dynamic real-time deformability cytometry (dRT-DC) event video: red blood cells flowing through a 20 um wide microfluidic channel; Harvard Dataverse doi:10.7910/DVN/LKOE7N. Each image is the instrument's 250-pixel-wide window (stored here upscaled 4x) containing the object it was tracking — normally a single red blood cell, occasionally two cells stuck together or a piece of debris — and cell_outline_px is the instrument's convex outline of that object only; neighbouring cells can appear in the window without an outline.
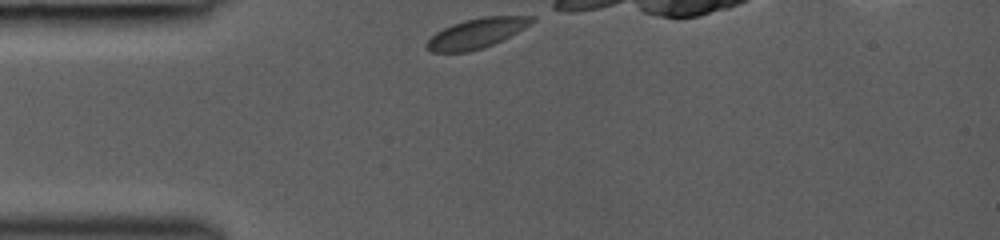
{"species": "common noctule bat (a hibernating species)", "species_latin": "Nyctalus noctula", "temperature_condition": "room temperature", "stored_images_in_passage": 33, "camera_frame_rate_fps": 3000, "um_per_image_px": 0.085, "animal": {"sex": "female", "body_mass_g": 19.0, "forearm_length_mm": 53.3}, "frame": {"image": 1, "passage_image": 1, "time_ms": 0.0, "image_size_px": [1000, 240], "cell_outline_px": [[536, 20], [524, 28], [492, 44], [468, 52], [432, 52], [424, 48], [424, 44], [436, 32], [452, 24], [464, 20], [484, 16], [536, 16]], "centroid_in_image_um": [40.47, 2.82], "position_along_channel_um": 44.5, "area_um2": 18.09}}
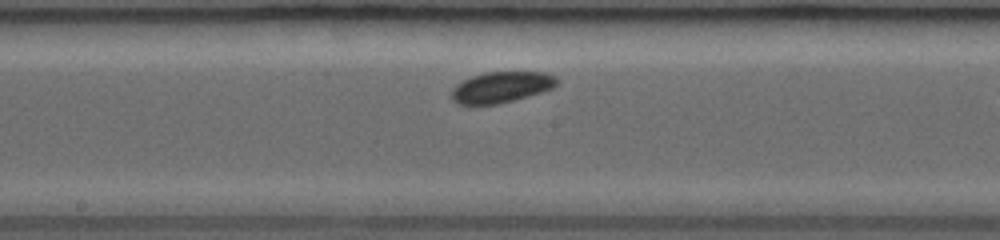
{"frame": {"image": 2, "passage_image": 16, "time_ms": 4.333, "image_size_px": [1000, 240], "cell_outline_px": [[560, 80], [552, 88], [528, 96], [500, 104], [456, 104], [452, 100], [452, 88], [456, 84], [472, 76], [484, 72], [544, 72], [556, 76]], "centroid_in_image_um": [42.61, 7.4], "position_along_channel_um": 205.6, "area_um2": 19.02}}
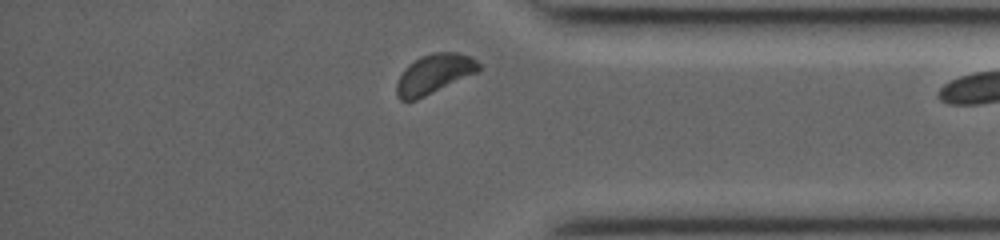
{"frame": {"image": 3, "passage_image": 32, "time_ms": 9.0, "image_size_px": [1000, 240], "cell_outline_px": [[480, 72], [416, 100], [400, 100], [396, 96], [396, 80], [404, 68], [408, 64], [420, 56], [432, 52], [456, 52], [472, 56], [480, 64]], "centroid_in_image_um": [36.9, 6.28], "position_along_channel_um": 398.3, "area_um2": 19.36}}